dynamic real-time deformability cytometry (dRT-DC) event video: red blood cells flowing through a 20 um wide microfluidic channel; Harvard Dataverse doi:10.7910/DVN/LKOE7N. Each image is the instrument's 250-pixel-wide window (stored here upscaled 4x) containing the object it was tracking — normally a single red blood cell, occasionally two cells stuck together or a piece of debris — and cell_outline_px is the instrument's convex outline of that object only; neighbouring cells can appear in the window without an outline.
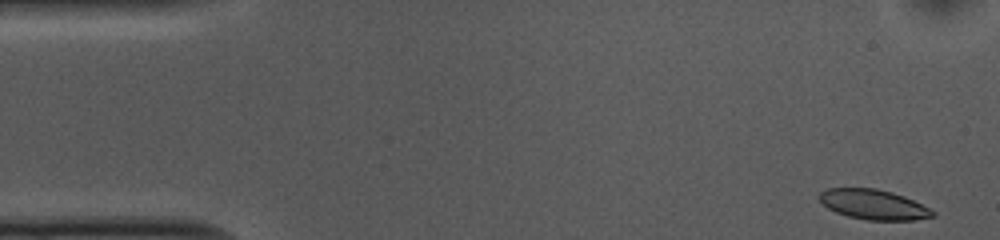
{"species": "common noctule bat (a hibernating species)", "species_latin": "Nyctalus noctula", "temperature_condition": "cold", "stored_images_in_passage": 52, "camera_frame_rate_fps": 3000, "um_per_image_px": 0.085, "animal": {"sex": "female", "body_mass_g": 10.0, "forearm_length_mm": 53.1}, "frame": {"image": 1, "passage_image": 1, "time_ms": 0.0, "image_size_px": [1000, 240], "cell_outline_px": [[936, 216], [916, 220], [868, 220], [848, 216], [836, 212], [828, 208], [820, 200], [820, 192], [828, 188], [876, 188], [892, 192], [904, 196], [936, 212]], "centroid_in_image_um": [74.27, 17.38], "position_along_channel_um": 10.7, "area_um2": 19.65}}
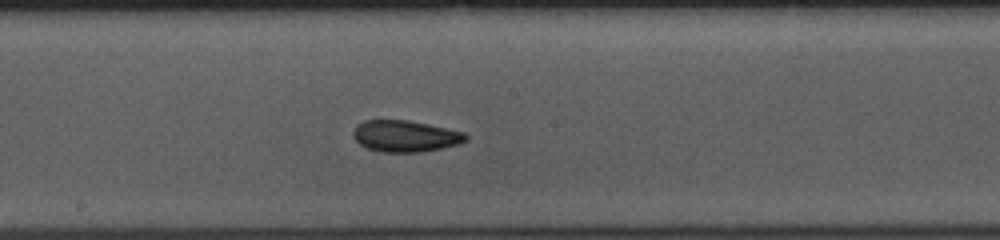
{"frame": {"image": 2, "passage_image": 26, "time_ms": 8.333, "image_size_px": [1000, 240], "cell_outline_px": [[468, 140], [460, 144], [420, 152], [380, 152], [368, 148], [360, 144], [352, 136], [352, 132], [356, 124], [364, 120], [408, 120], [428, 124], [464, 132], [468, 136]], "centroid_in_image_um": [34.43, 11.56], "position_along_channel_um": 213.8, "area_um2": 20.75}}
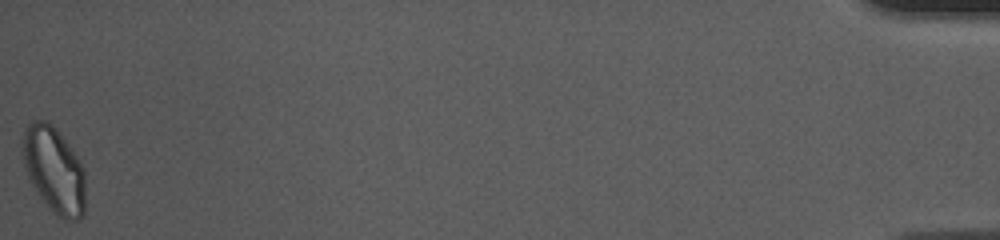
{"frame": {"image": 3, "passage_image": 52, "time_ms": 17.0, "image_size_px": [1000, 240], "cell_outline_px": [[84, 216], [76, 220], [64, 220], [56, 216], [40, 196], [28, 180], [24, 168], [20, 144], [24, 128], [32, 120], [48, 120], [56, 128], [76, 156], [84, 168]], "centroid_in_image_um": [4.55, 14.42], "position_along_channel_um": 430.7, "area_um2": 31.91}, "authors_computed_cell_mechanics": {"area_um2": 20.8947, "velocity_mm_per_s": 3.6794, "shape_relaxation_time_tau1_ms": 5.2906, "shape_relaxation_time_tau2_ms": 2.9888, "deformation_change_tau1": 0.1071, "deformation_change_tau2": 0.0797}}